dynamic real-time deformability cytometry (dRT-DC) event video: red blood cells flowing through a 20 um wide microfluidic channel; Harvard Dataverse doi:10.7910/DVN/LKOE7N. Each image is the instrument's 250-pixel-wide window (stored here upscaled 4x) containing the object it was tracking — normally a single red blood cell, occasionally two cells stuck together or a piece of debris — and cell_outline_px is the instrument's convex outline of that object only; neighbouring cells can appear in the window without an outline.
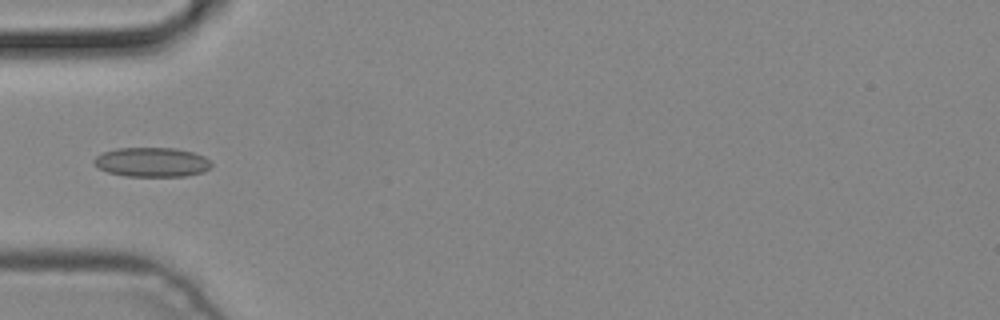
{"species": "common noctule bat (a hibernating species)", "species_latin": "Nyctalus noctula", "temperature_condition": "cold", "stored_images_in_passage": 4, "camera_frame_rate_fps": 3000, "um_per_image_px": 0.085, "animal": {"sex": "male", "body_mass_g": 19.2, "forearm_length_mm": 51.8}, "frame": {"image": 1, "passage_image": 4, "time_ms": 1.0, "image_size_px": [1000, 320], "cell_outline_px": [[212, 164], [204, 172], [184, 176], [124, 176], [108, 172], [92, 164], [92, 160], [96, 156], [104, 152], [116, 148], [176, 148], [192, 152], [204, 156]], "centroid_in_image_um": [12.88, 13.78], "position_along_channel_um": 72.1, "area_um2": 20.11}}